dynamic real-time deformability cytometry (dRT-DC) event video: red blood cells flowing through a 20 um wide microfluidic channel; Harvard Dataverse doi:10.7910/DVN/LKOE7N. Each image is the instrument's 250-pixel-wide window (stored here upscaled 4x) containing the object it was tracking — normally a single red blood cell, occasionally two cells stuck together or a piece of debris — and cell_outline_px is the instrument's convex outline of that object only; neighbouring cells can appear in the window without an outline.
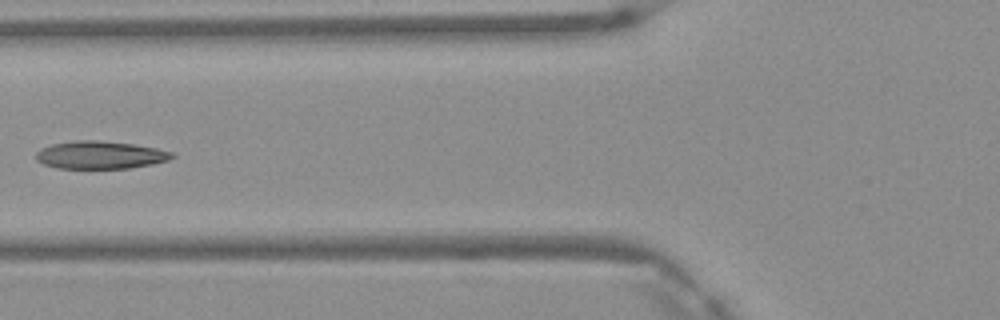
{"species": "Egyptian fruit bat (a non-hibernating species)", "species_latin": "Rousettus aegyptiacus", "temperature_condition": "warm", "stored_images_in_passage": 5, "camera_frame_rate_fps": 3000, "um_per_image_px": 0.085, "frame": {"image": 1, "passage_image": 5, "time_ms": 1.333, "image_size_px": [1000, 320], "cell_outline_px": [[176, 156], [168, 160], [152, 164], [128, 168], [56, 168], [44, 164], [36, 160], [36, 152], [40, 148], [52, 144], [80, 140], [96, 140], [132, 144], [156, 148], [172, 152]], "centroid_in_image_um": [8.5, 13.17], "position_along_channel_um": 117.3, "area_um2": 21.85}}